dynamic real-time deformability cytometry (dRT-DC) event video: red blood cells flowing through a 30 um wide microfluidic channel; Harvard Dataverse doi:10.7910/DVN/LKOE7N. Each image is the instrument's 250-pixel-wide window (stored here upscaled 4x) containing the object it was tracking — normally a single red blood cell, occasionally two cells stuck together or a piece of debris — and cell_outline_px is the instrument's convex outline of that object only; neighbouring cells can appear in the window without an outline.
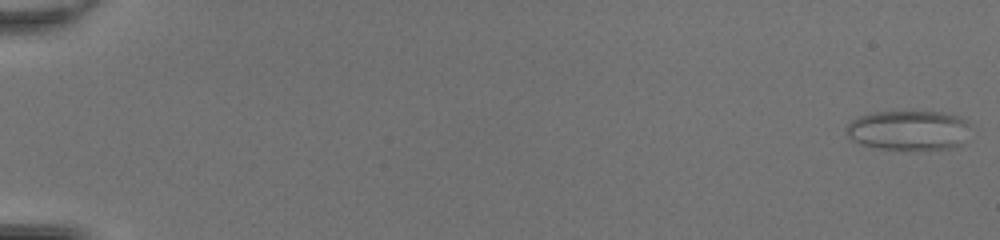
{"species": "common noctule bat (a hibernating species)", "species_latin": "Nyctalus noctula", "temperature_condition": "room temperature", "stored_images_in_passage": 50, "camera_frame_rate_fps": 3000, "um_per_image_px": 0.085, "animal": {"sex": "female", "body_mass_g": 20.0, "forearm_length_mm": 54.0}, "frame": {"image": 1, "passage_image": 1, "time_ms": 0.0, "image_size_px": [1000, 240], "cell_outline_px": [[972, 124], [960, 144], [952, 148], [880, 148], [860, 144], [852, 140], [848, 136], [848, 124], [852, 120], [860, 116], [872, 112], [944, 112], [960, 116], [968, 120]], "centroid_in_image_um": [77.26, 11.04], "position_along_channel_um": 7.7, "area_um2": 28.32}}
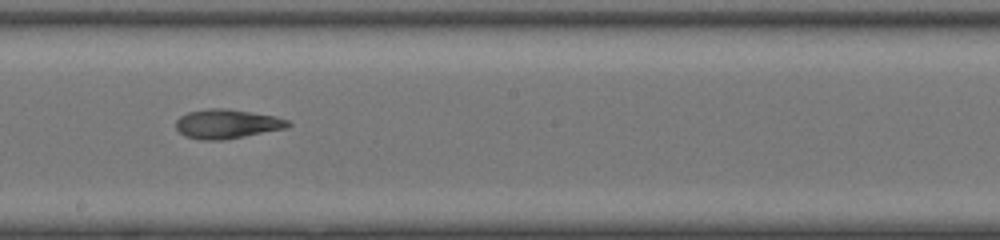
{"frame": {"image": 2, "passage_image": 30, "time_ms": 9.667, "image_size_px": [1000, 240], "cell_outline_px": [[292, 124], [288, 128], [224, 140], [200, 140], [184, 136], [176, 128], [176, 120], [180, 116], [188, 112], [208, 108], [224, 108], [252, 112], [276, 116], [288, 120]], "centroid_in_image_um": [19.3, 10.53], "position_along_channel_um": 228.9, "area_um2": 19.31}}
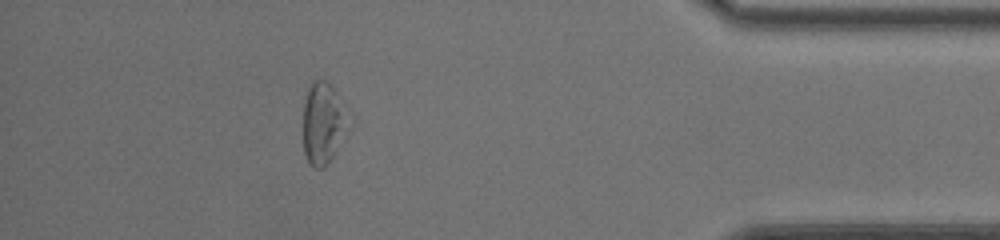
{"frame": {"image": 3, "passage_image": 45, "time_ms": 14.667, "image_size_px": [1000, 240], "cell_outline_px": [[356, 120], [352, 128], [328, 164], [324, 168], [312, 168], [308, 164], [304, 152], [304, 100], [308, 88], [312, 80], [328, 80], [332, 84]], "centroid_in_image_um": [27.59, 10.46], "position_along_channel_um": 407.6, "area_um2": 23.18}, "authors_computed_cell_mechanics": {"area_um2": 22.1085, "velocity_mm_per_s": 4.3293, "shape_relaxation_time_tau1_ms": null, "shape_relaxation_time_tau2_ms": 4.1739, "deformation_change_tau1": null, "deformation_change_tau2": 0.1419}}